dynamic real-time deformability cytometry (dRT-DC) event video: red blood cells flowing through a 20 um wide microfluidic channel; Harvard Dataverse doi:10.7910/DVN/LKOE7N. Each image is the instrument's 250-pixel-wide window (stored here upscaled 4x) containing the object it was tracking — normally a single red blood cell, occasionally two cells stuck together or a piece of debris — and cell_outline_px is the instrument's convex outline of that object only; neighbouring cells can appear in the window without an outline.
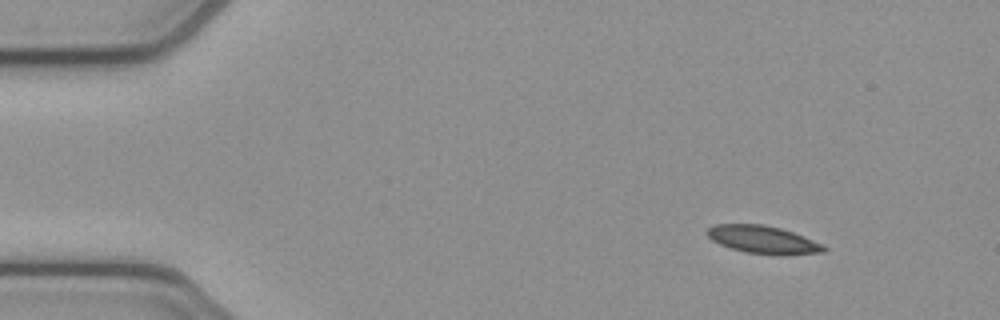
{"species": "common noctule bat (a hibernating species)", "species_latin": "Nyctalus noctula", "temperature_condition": "cold", "stored_images_in_passage": 5, "camera_frame_rate_fps": 3000, "um_per_image_px": 0.085, "animal": {"sex": "female", "body_mass_g": 21.9}, "frame": {"image": 1, "passage_image": 1, "time_ms": 0.0, "image_size_px": [1000, 320], "cell_outline_px": [[828, 248], [824, 252], [784, 256], [780, 256], [748, 252], [732, 248], [720, 244], [712, 240], [704, 232], [708, 228], [716, 224], [764, 224], [780, 228], [804, 236], [824, 244]], "centroid_in_image_um": [64.9, 20.38], "position_along_channel_um": 20.1, "area_um2": 19.07}}
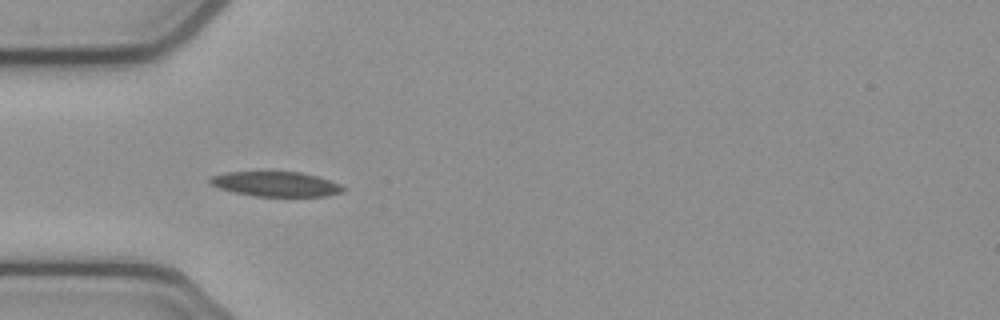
{"frame": {"image": 2, "passage_image": 4, "time_ms": 1.0, "image_size_px": [1000, 320], "cell_outline_px": [[348, 188], [344, 192], [328, 196], [252, 196], [232, 192], [208, 184], [208, 176], [224, 172], [300, 172], [316, 176], [340, 184]], "centroid_in_image_um": [23.41, 15.65], "position_along_channel_um": 61.6, "area_um2": 19.54}}
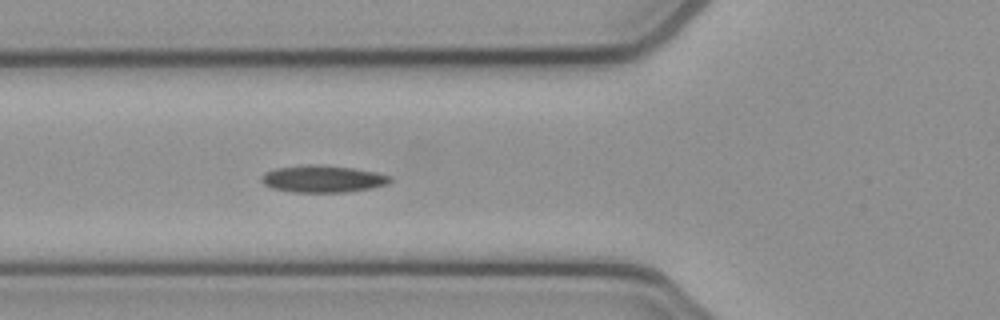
{"frame": {"image": 3, "passage_image": 5, "time_ms": 1.333, "image_size_px": [1000, 320], "cell_outline_px": [[392, 180], [388, 184], [372, 188], [348, 192], [292, 192], [272, 188], [264, 184], [260, 180], [260, 176], [264, 172], [276, 168], [308, 164], [320, 164], [352, 168], [376, 172], [392, 176]], "centroid_in_image_um": [27.43, 15.2], "position_along_channel_um": 98.4, "area_um2": 20.52}}